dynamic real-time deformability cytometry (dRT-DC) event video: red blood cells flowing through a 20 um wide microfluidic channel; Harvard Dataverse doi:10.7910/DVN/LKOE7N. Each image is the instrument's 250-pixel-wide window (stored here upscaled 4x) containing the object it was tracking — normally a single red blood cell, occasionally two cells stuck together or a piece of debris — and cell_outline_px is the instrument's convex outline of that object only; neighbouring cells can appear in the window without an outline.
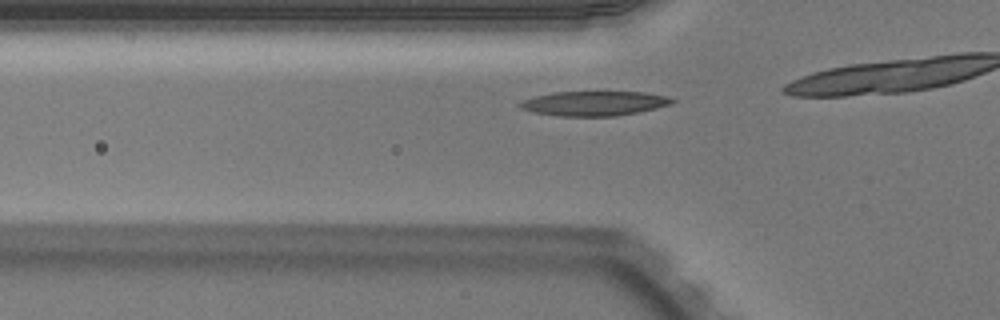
{"species": "Egyptian fruit bat (a non-hibernating species)", "species_latin": "Rousettus aegyptiacus", "temperature_condition": "warm", "stored_images_in_passage": 10, "camera_frame_rate_fps": 3000, "um_per_image_px": 0.085, "animal": {"sex": "male"}, "frame": {"image": 1, "passage_image": 6, "time_ms": 1.667, "image_size_px": [1000, 320], "cell_outline_px": [[676, 100], [672, 104], [656, 108], [616, 116], [560, 116], [532, 112], [520, 108], [516, 104], [520, 100], [552, 92], [644, 92], [668, 96]], "centroid_in_image_um": [50.47, 8.78], "position_along_channel_um": 75.3, "area_um2": 21.91}}
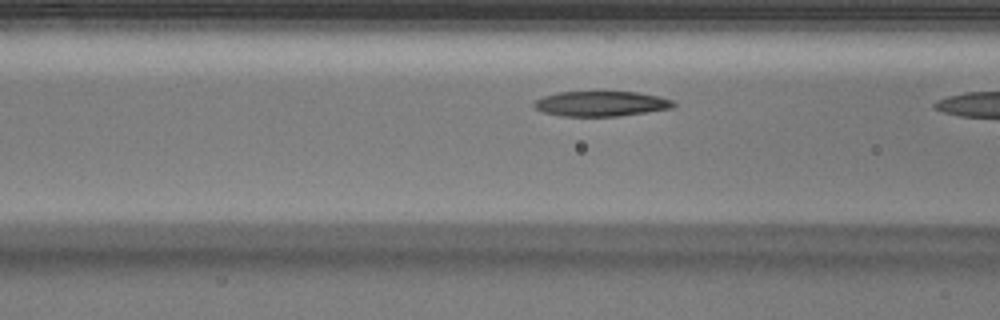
{"frame": {"image": 2, "passage_image": 9, "time_ms": 2.667, "image_size_px": [1000, 320], "cell_outline_px": [[676, 104], [672, 108], [648, 112], [620, 116], [560, 116], [544, 112], [536, 108], [532, 104], [536, 100], [544, 96], [560, 92], [636, 92], [660, 96], [672, 100]], "centroid_in_image_um": [51.12, 8.82], "position_along_channel_um": 115.5, "area_um2": 20.35}}